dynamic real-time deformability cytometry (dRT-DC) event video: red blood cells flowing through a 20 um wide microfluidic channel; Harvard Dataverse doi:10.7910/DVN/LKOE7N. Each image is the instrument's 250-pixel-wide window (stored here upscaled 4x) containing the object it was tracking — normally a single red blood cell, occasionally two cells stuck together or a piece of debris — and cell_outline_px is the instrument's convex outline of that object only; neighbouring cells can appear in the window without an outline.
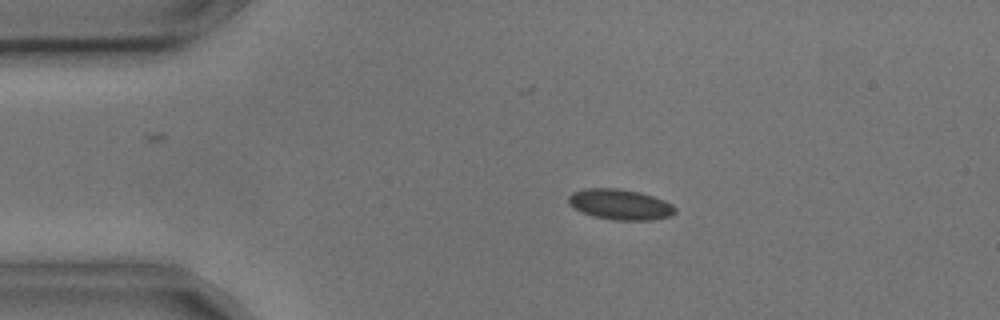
{"species": "common noctule bat (a hibernating species)", "species_latin": "Nyctalus noctula", "temperature_condition": "cold", "stored_images_in_passage": 4, "camera_frame_rate_fps": 3000, "um_per_image_px": 0.085, "animal": {"sex": "male", "body_mass_g": 17.9, "forearm_length_mm": 54.2}, "frame": {"image": 1, "passage_image": 2, "time_ms": 0.333, "image_size_px": [1000, 320], "cell_outline_px": [[676, 212], [672, 216], [652, 220], [616, 220], [596, 216], [584, 212], [568, 204], [568, 196], [572, 192], [584, 188], [620, 188], [640, 192], [664, 200], [672, 204], [676, 208]], "centroid_in_image_um": [52.74, 17.36], "position_along_channel_um": 32.3, "area_um2": 18.96}}